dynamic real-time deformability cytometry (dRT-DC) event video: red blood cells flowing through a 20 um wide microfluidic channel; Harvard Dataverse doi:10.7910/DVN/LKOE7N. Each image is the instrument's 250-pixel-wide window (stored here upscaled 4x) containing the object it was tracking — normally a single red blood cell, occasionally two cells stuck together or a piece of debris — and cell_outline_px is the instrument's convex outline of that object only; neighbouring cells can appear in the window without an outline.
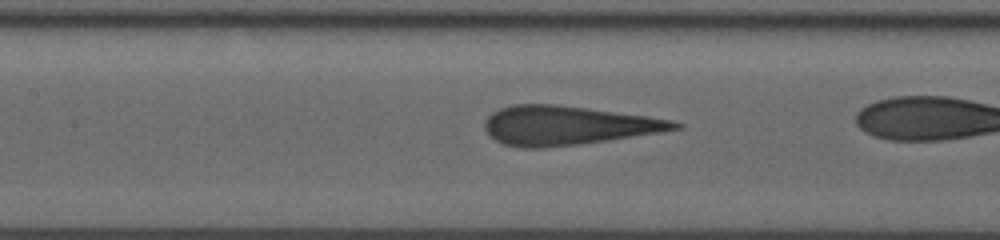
{"species": "human", "species_latin": "Homo sapiens", "temperature_condition": "room temperature", "stored_images_in_passage": 31, "camera_frame_rate_fps": 3000, "um_per_image_px": 0.085, "donor": {"sex": "male"}, "frame": {"image": 1, "passage_image": 14, "time_ms": 4.333, "image_size_px": [1000, 240], "cell_outline_px": [[684, 128], [664, 132], [580, 144], [544, 148], [524, 148], [504, 144], [496, 140], [484, 128], [484, 120], [492, 112], [500, 108], [512, 104], [556, 104], [588, 108], [648, 116], [672, 120], [684, 124]], "centroid_in_image_um": [48.28, 10.66], "position_along_channel_um": 159.1, "area_um2": 43.41}}